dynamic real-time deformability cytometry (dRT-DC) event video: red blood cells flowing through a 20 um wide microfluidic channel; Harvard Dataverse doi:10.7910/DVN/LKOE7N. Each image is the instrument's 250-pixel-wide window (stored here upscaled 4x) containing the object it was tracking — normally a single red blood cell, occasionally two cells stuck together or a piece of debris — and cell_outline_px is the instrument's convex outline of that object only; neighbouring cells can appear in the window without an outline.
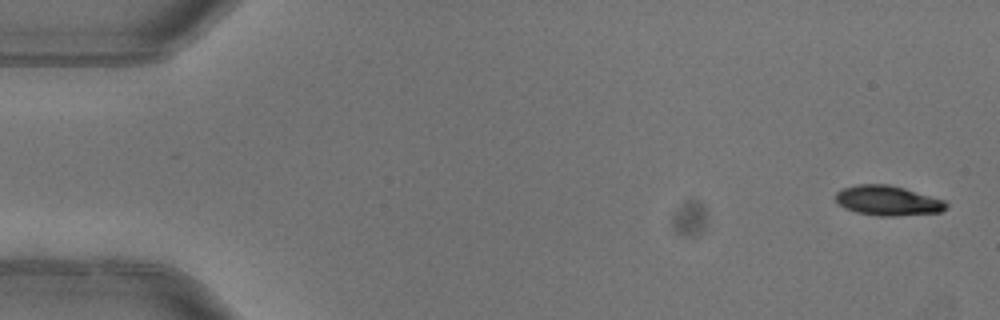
{"species": "common noctule bat (a hibernating species)", "species_latin": "Nyctalus noctula", "temperature_condition": "warm", "stored_images_in_passage": 5, "camera_frame_rate_fps": 3000, "um_per_image_px": 0.085, "animal": {"sex": "female"}, "frame": {"image": 1, "passage_image": 1, "time_ms": 0.0, "image_size_px": [1000, 320], "cell_outline_px": [[948, 208], [940, 212], [892, 216], [880, 216], [856, 212], [844, 208], [836, 200], [836, 192], [840, 188], [856, 184], [888, 184], [904, 188], [944, 200], [948, 204]], "centroid_in_image_um": [75.44, 17.04], "position_along_channel_um": 9.6, "area_um2": 19.25}}
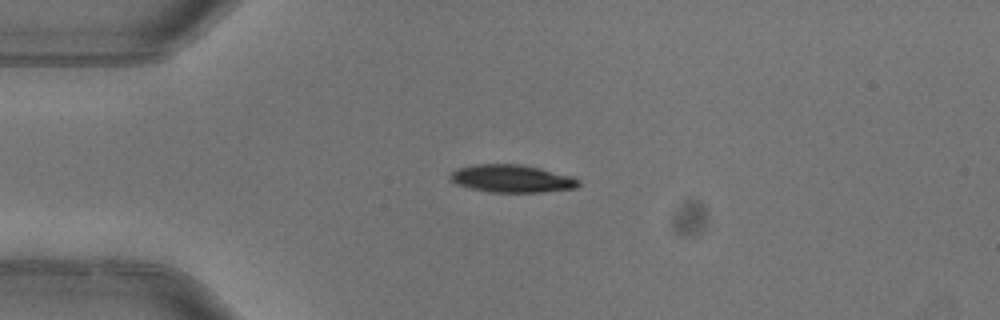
{"frame": {"image": 2, "passage_image": 4, "time_ms": 1.0, "image_size_px": [1000, 320], "cell_outline_px": [[580, 184], [576, 188], [544, 192], [488, 192], [468, 188], [456, 184], [448, 176], [456, 168], [476, 164], [520, 164], [572, 176], [580, 180]], "centroid_in_image_um": [43.48, 15.19], "position_along_channel_um": 41.5, "area_um2": 20.75}}